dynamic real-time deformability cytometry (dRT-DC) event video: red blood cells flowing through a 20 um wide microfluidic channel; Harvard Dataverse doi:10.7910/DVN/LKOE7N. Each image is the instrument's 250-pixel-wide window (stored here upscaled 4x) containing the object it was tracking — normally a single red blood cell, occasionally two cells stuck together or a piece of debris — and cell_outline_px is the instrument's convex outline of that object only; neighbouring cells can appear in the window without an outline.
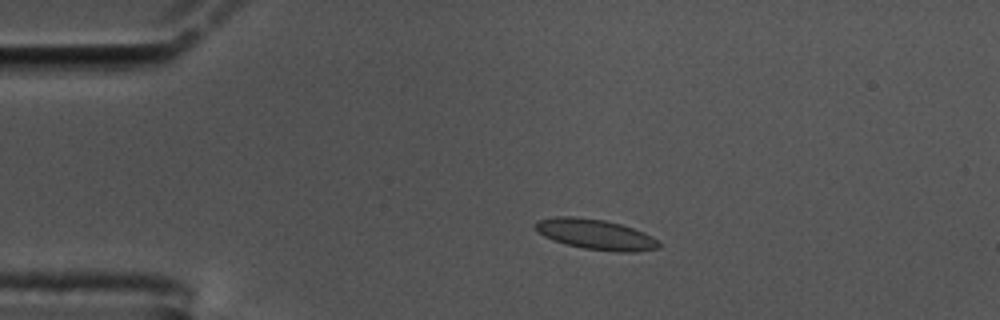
{"species": "common noctule bat (a hibernating species)", "species_latin": "Nyctalus noctula", "temperature_condition": "cold", "stored_images_in_passage": 47, "camera_frame_rate_fps": 3000, "um_per_image_px": 0.085, "animal": {"sex": "male", "body_mass_g": 17.5, "forearm_length_mm": 52.3}, "frame": {"image": 1, "passage_image": 1, "time_ms": 0.0, "image_size_px": [1000, 320], "cell_outline_px": [[660, 248], [636, 252], [616, 252], [584, 248], [564, 244], [552, 240], [536, 232], [532, 224], [536, 220], [556, 216], [572, 216], [604, 220], [620, 224], [644, 232], [652, 236], [660, 244]], "centroid_in_image_um": [50.56, 19.92], "position_along_channel_um": 34.4, "area_um2": 22.08}}
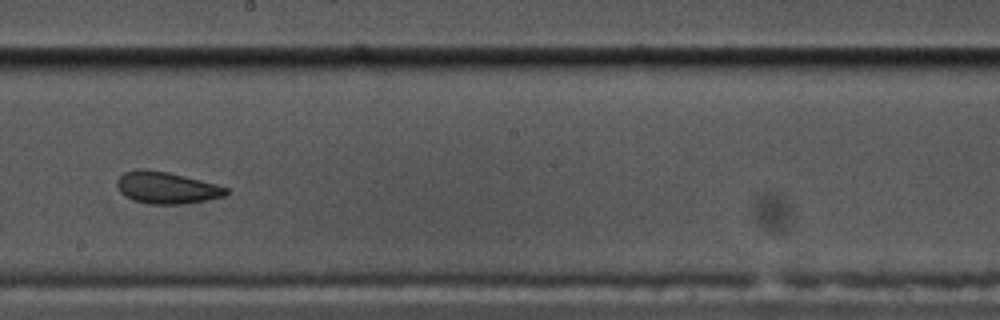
{"frame": {"image": 2, "passage_image": 22, "time_ms": 7.0, "image_size_px": [1000, 320], "cell_outline_px": [[232, 188], [224, 196], [208, 200], [184, 204], [148, 204], [132, 200], [124, 196], [120, 192], [116, 184], [116, 180], [124, 172], [144, 168], [168, 172]], "centroid_in_image_um": [14.16, 15.96], "position_along_channel_um": 234.0, "area_um2": 20.46}}
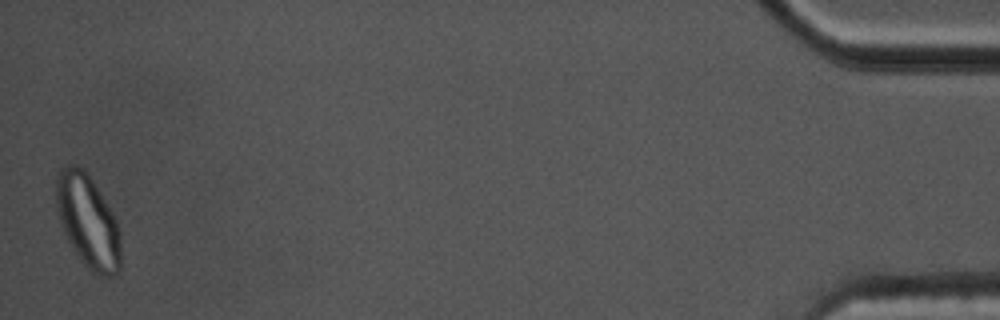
{"frame": {"image": 3, "passage_image": 47, "time_ms": 15.333, "image_size_px": [1000, 320], "cell_outline_px": [[120, 272], [116, 276], [100, 276], [92, 272], [84, 264], [68, 240], [64, 232], [60, 220], [56, 204], [56, 180], [60, 168], [68, 164], [76, 164], [84, 168], [116, 220], [120, 232]], "centroid_in_image_um": [7.47, 18.82], "position_along_channel_um": 427.7, "area_um2": 34.68}, "authors_computed_cell_mechanics": {"area_um2": 20.9814, "velocity_mm_per_s": 3.421, "shape_relaxation_time_tau1_ms": 8.1959, "shape_relaxation_time_tau2_ms": 1.2295, "deformation_change_tau1": 0.1934, "deformation_change_tau2": 0.0652}}